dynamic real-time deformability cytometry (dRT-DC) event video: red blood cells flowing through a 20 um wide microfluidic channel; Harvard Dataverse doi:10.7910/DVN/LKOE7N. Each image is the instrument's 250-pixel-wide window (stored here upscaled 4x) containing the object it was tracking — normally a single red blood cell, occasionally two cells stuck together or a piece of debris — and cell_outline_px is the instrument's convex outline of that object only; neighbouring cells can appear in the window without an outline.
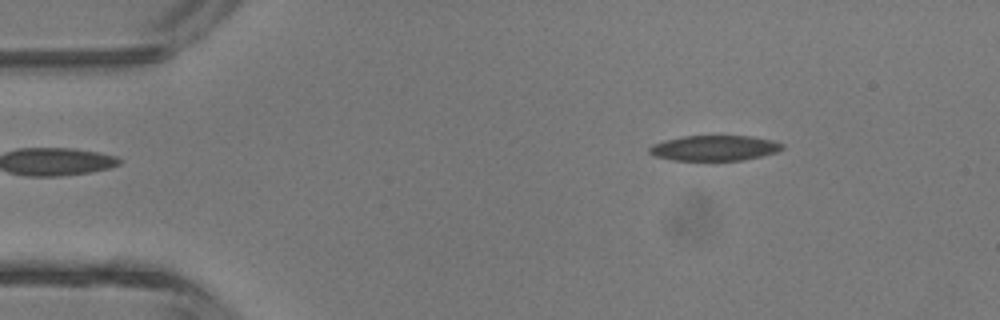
{"species": "common noctule bat (a hibernating species)", "species_latin": "Nyctalus noctula", "temperature_condition": "room temperature", "stored_images_in_passage": 4, "camera_frame_rate_fps": 3000, "um_per_image_px": 0.085, "animal": {"sex": "male", "body_mass_g": 13.3}, "frame": {"image": 1, "passage_image": 1, "time_ms": 0.0, "image_size_px": [1000, 320], "cell_outline_px": [[784, 148], [776, 152], [760, 156], [740, 160], [672, 160], [656, 156], [648, 152], [648, 148], [652, 144], [664, 140], [684, 136], [752, 136], [772, 140], [784, 144]], "centroid_in_image_um": [60.71, 12.57], "position_along_channel_um": 24.3, "area_um2": 19.54}}